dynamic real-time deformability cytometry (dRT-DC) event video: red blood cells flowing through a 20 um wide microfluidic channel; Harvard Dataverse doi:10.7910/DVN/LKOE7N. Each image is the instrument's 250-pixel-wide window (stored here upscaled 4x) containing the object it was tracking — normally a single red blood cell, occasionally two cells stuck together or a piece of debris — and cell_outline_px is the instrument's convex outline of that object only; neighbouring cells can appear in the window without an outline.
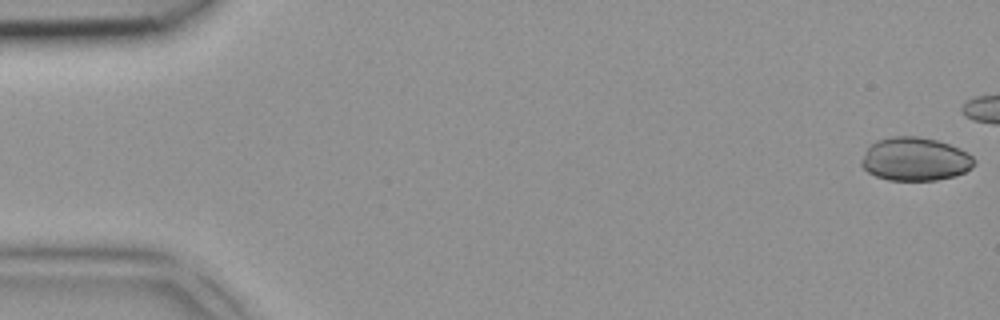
{"species": "common noctule bat (a hibernating species)", "species_latin": "Nyctalus noctula", "temperature_condition": "room temperature", "stored_images_in_passage": 4, "camera_frame_rate_fps": 3000, "um_per_image_px": 0.085, "animal": {"sex": "female", "body_mass_g": 18.4}, "frame": {"image": 1, "passage_image": 1, "time_ms": 0.0, "image_size_px": [1000, 320], "cell_outline_px": [[976, 160], [972, 168], [956, 176], [936, 180], [888, 180], [876, 176], [868, 172], [860, 164], [860, 160], [868, 148], [876, 140], [892, 136], [916, 136], [936, 140], [960, 148], [968, 152]], "centroid_in_image_um": [77.79, 13.53], "position_along_channel_um": 7.2, "area_um2": 28.61}}